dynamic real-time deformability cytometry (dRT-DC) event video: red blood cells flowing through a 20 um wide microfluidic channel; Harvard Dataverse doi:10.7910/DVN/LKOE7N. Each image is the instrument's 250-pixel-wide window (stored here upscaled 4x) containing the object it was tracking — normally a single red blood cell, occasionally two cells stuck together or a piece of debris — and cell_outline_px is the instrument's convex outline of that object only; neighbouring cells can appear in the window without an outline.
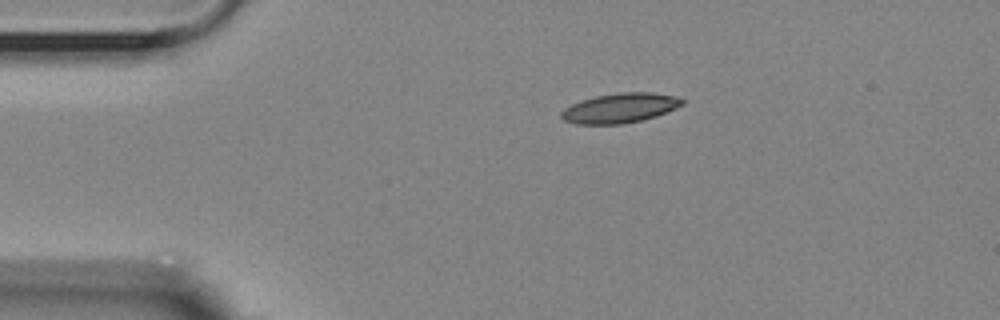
{"species": "Egyptian fruit bat (a non-hibernating species)", "species_latin": "Rousettus aegyptiacus", "temperature_condition": "room temperature", "stored_images_in_passage": 35, "camera_frame_rate_fps": 3000, "um_per_image_px": 0.085, "animal": {"sex": "female"}, "frame": {"image": 1, "passage_image": 1, "time_ms": 0.0, "image_size_px": [1000, 320], "cell_outline_px": [[684, 104], [656, 116], [624, 124], [576, 124], [564, 120], [560, 116], [560, 112], [564, 108], [580, 100], [596, 96], [620, 92], [652, 92], [676, 96], [684, 100]], "centroid_in_image_um": [52.68, 9.18], "position_along_channel_um": 32.3, "area_um2": 20.92}}
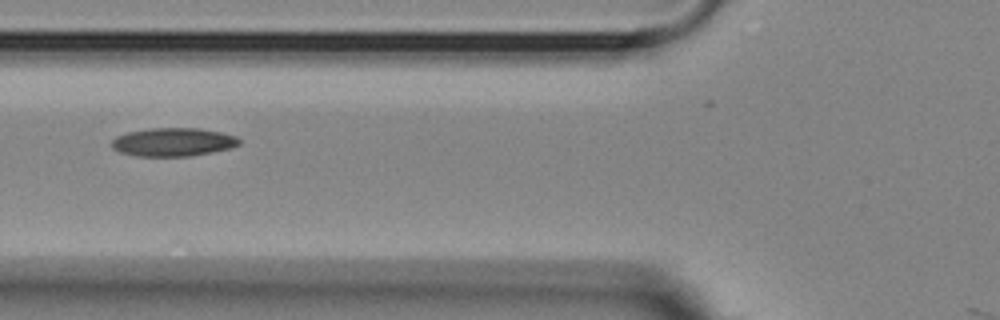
{"frame": {"image": 2, "passage_image": 11, "time_ms": 3.333, "image_size_px": [1000, 320], "cell_outline_px": [[240, 144], [232, 148], [212, 152], [188, 156], [136, 156], [120, 152], [112, 148], [112, 140], [116, 136], [128, 132], [148, 128], [200, 128], [220, 132], [236, 136], [240, 140]], "centroid_in_image_um": [14.72, 12.07], "position_along_channel_um": 111.1, "area_um2": 21.15}}
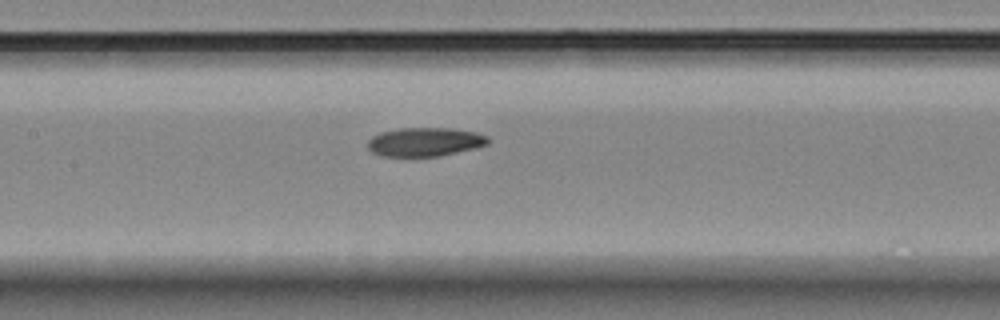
{"frame": {"image": 3, "passage_image": 16, "time_ms": 5.0, "image_size_px": [1000, 320], "cell_outline_px": [[488, 144], [476, 148], [440, 156], [380, 156], [372, 152], [368, 148], [368, 140], [372, 136], [380, 132], [400, 128], [452, 128], [476, 132], [488, 136]], "centroid_in_image_um": [36.11, 12.06], "position_along_channel_um": 171.3, "area_um2": 20.29}}